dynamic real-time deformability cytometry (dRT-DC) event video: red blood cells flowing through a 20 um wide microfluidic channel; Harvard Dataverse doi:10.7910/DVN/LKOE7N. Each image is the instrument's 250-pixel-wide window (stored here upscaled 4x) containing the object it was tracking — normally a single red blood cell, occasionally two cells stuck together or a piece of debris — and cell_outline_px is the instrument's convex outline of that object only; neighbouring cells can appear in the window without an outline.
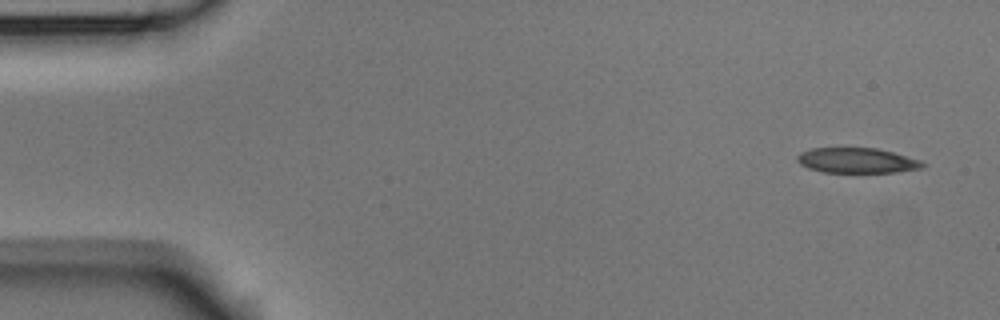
{"species": "Egyptian fruit bat (a non-hibernating species)", "species_latin": "Rousettus aegyptiacus", "temperature_condition": "room temperature", "stored_images_in_passage": 4, "camera_frame_rate_fps": 3000, "um_per_image_px": 0.085, "animal": {"sex": "male"}, "frame": {"image": 1, "passage_image": 1, "time_ms": 0.0, "image_size_px": [1000, 320], "cell_outline_px": [[928, 164], [924, 168], [896, 172], [824, 172], [808, 168], [800, 164], [796, 160], [796, 156], [800, 152], [812, 148], [876, 148], [892, 152], [920, 160]], "centroid_in_image_um": [72.84, 13.64], "position_along_channel_um": 12.2, "area_um2": 18.44}}
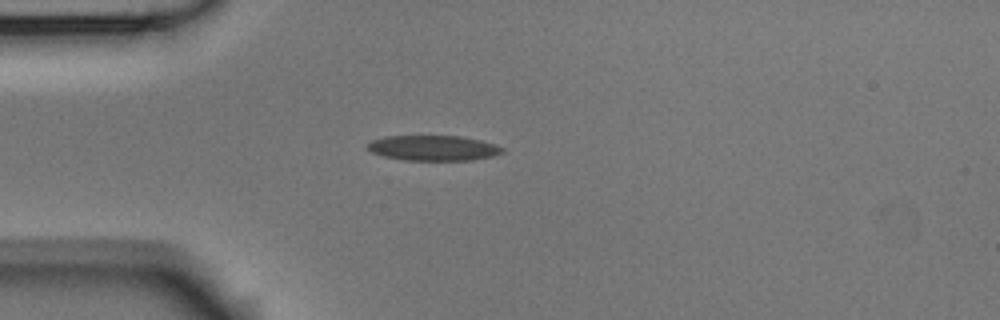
{"frame": {"image": 2, "passage_image": 4, "time_ms": 1.0, "image_size_px": [1000, 320], "cell_outline_px": [[504, 152], [492, 156], [472, 160], [404, 160], [384, 156], [372, 152], [364, 148], [372, 140], [384, 136], [460, 136], [480, 140], [496, 144], [504, 148]], "centroid_in_image_um": [36.83, 12.58], "position_along_channel_um": 48.2, "area_um2": 19.88}}